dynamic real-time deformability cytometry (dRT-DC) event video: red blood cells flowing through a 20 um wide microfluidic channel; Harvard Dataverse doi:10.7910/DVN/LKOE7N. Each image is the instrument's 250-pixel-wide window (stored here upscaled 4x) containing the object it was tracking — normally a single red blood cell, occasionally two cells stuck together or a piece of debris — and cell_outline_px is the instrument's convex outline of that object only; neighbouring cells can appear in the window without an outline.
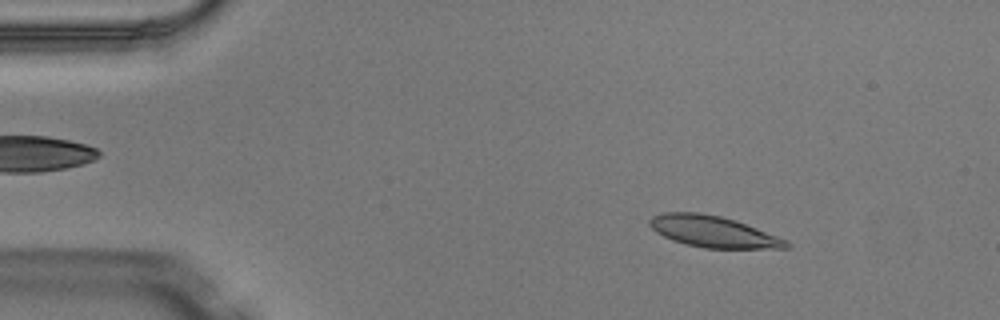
{"species": "Egyptian fruit bat (a non-hibernating species)", "species_latin": "Rousettus aegyptiacus", "temperature_condition": "warm", "stored_images_in_passage": 3, "camera_frame_rate_fps": 3000, "um_per_image_px": 0.085, "animal": {"sex": "male"}, "frame": {"image": 1, "passage_image": 1, "time_ms": 0.0, "image_size_px": [1000, 320], "cell_outline_px": [[792, 244], [788, 248], [704, 248], [672, 240], [656, 232], [648, 224], [648, 220], [652, 216], [664, 212], [696, 212], [720, 216], [736, 220], [788, 240]], "centroid_in_image_um": [60.62, 19.68], "position_along_channel_um": 24.4, "area_um2": 24.91}}